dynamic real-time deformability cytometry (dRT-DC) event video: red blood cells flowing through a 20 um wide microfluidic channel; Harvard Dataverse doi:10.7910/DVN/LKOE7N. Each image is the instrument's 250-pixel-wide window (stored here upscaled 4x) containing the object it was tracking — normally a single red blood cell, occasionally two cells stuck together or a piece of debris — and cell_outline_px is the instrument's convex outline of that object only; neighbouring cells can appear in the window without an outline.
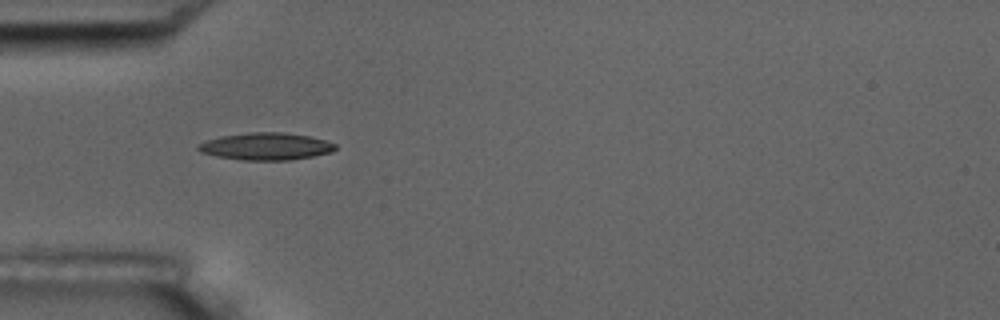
{"species": "common noctule bat (a hibernating species)", "species_latin": "Nyctalus noctula", "temperature_condition": "room temperature", "stored_images_in_passage": 5, "camera_frame_rate_fps": 3000, "um_per_image_px": 0.085, "animal": {"sex": "male", "body_mass_g": 17.5, "forearm_length_mm": 52.3}, "frame": {"image": 1, "passage_image": 4, "time_ms": 4.333, "image_size_px": [1000, 320], "cell_outline_px": [[336, 148], [332, 152], [312, 156], [288, 160], [240, 160], [216, 156], [200, 152], [196, 148], [196, 144], [220, 136], [248, 132], [284, 132], [308, 136], [324, 140], [336, 144]], "centroid_in_image_um": [22.56, 12.44], "position_along_channel_um": 62.4, "area_um2": 21.79}}